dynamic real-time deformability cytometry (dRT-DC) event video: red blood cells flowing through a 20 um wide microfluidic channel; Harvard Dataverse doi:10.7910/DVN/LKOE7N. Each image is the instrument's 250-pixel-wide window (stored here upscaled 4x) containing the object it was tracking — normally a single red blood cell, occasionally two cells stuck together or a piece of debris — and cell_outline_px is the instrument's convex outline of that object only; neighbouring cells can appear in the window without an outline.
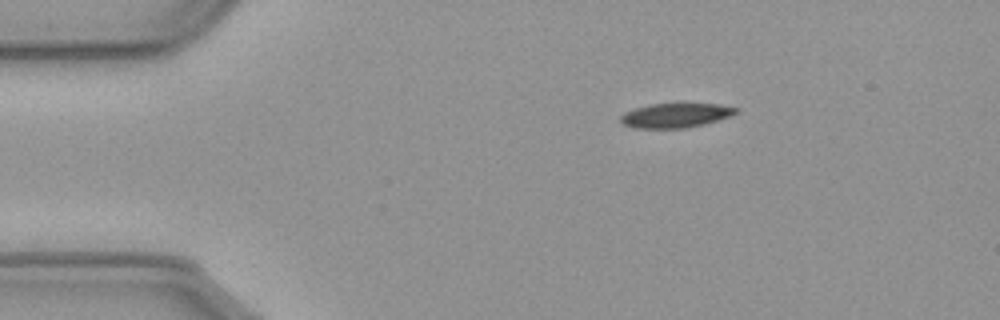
{"species": "common noctule bat (a hibernating species)", "species_latin": "Nyctalus noctula", "temperature_condition": "cold", "stored_images_in_passage": 48, "camera_frame_rate_fps": 3000, "um_per_image_px": 0.085, "animal": {"sex": "male", "body_mass_g": 23.1, "forearm_length_mm": 52.7}, "frame": {"image": 1, "passage_image": 1, "time_ms": 0.0, "image_size_px": [1000, 320], "cell_outline_px": [[740, 112], [704, 124], [684, 128], [636, 128], [624, 124], [620, 120], [620, 116], [624, 112], [648, 104], [720, 104], [736, 108]], "centroid_in_image_um": [57.4, 9.8], "position_along_channel_um": 27.6, "area_um2": 16.18}}
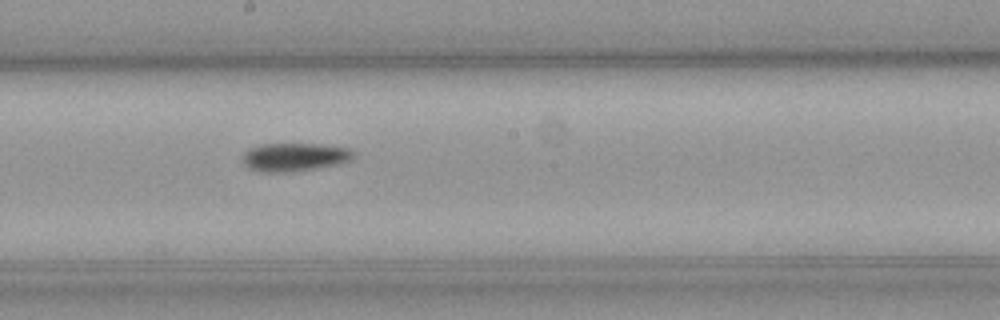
{"frame": {"image": 2, "passage_image": 22, "time_ms": 7.0, "image_size_px": [1000, 320], "cell_outline_px": [[356, 156], [352, 160], [336, 164], [316, 168], [292, 172], [260, 172], [248, 168], [244, 164], [244, 152], [248, 148], [260, 144], [320, 144], [348, 148], [356, 152]], "centroid_in_image_um": [25.05, 13.35], "position_along_channel_um": 223.2, "area_um2": 18.44}}
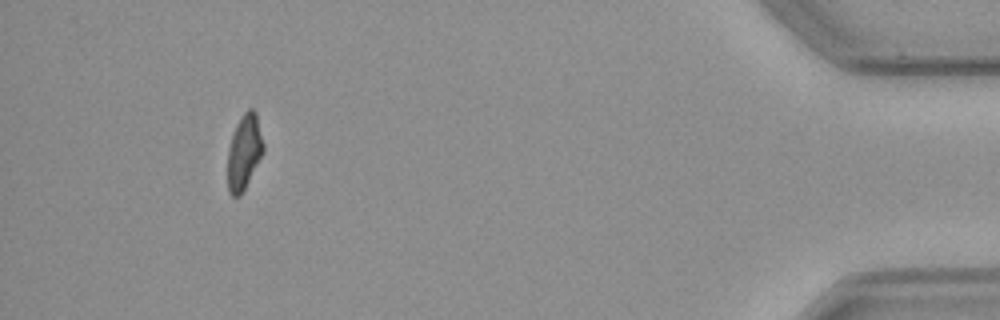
{"frame": {"image": 3, "passage_image": 44, "time_ms": 14.333, "image_size_px": [1000, 320], "cell_outline_px": [[264, 152], [240, 196], [232, 196], [228, 192], [228, 148], [236, 124], [240, 116], [248, 108], [252, 108], [256, 112], [264, 144]], "centroid_in_image_um": [20.76, 12.89], "position_along_channel_um": 414.4, "area_um2": 15.61}, "authors_computed_cell_mechanics": {"area_um2": 17.5712, "velocity_mm_per_s": 3.6035, "shape_relaxation_time_tau1_ms": 7.1942, "shape_relaxation_time_tau2_ms": null, "deformation_change_tau1": 0.1459, "deformation_change_tau2": null}}